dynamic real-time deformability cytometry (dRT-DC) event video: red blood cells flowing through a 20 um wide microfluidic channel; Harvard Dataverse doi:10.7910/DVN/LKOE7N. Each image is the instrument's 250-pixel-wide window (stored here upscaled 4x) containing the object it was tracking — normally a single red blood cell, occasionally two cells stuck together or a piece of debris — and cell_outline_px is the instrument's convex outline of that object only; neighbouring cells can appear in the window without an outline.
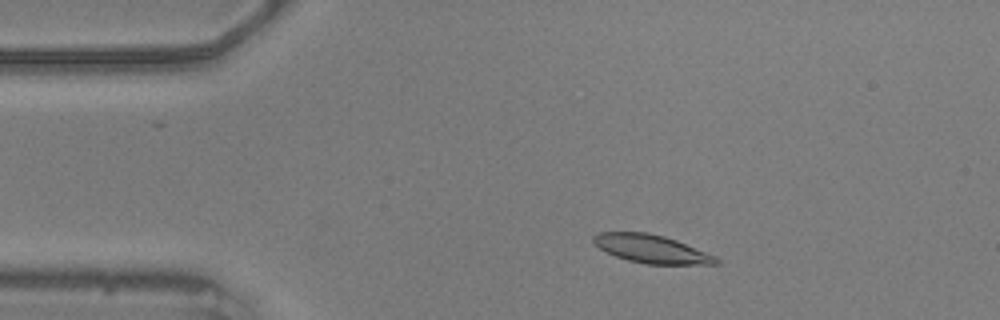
{"species": "common noctule bat (a hibernating species)", "species_latin": "Nyctalus noctula", "temperature_condition": "warm", "stored_images_in_passage": 53, "camera_frame_rate_fps": 3000, "um_per_image_px": 0.085, "animal": {"sex": "male", "body_mass_g": 20.5, "forearm_length_mm": 52.5}, "frame": {"image": 1, "passage_image": 7, "time_ms": 2.0, "image_size_px": [1000, 320], "cell_outline_px": [[720, 264], [648, 264], [628, 260], [616, 256], [600, 248], [592, 240], [592, 236], [600, 232], [648, 232], [664, 236], [676, 240], [716, 256], [720, 260]], "centroid_in_image_um": [55.39, 21.15], "position_along_channel_um": 29.6, "area_um2": 20.0}}
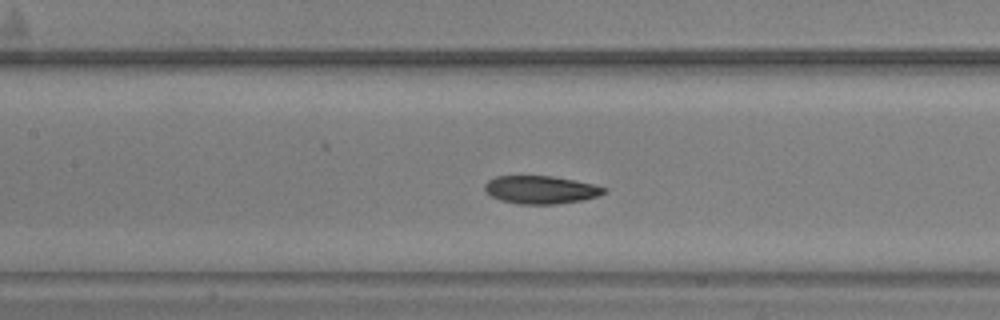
{"frame": {"image": 2, "passage_image": 22, "time_ms": 7.0, "image_size_px": [1000, 320], "cell_outline_px": [[608, 188], [604, 192], [596, 196], [584, 200], [556, 204], [520, 204], [500, 200], [492, 196], [484, 188], [484, 184], [488, 180], [496, 176], [552, 176], [576, 180]], "centroid_in_image_um": [45.96, 16.12], "position_along_channel_um": 161.4, "area_um2": 19.36}}
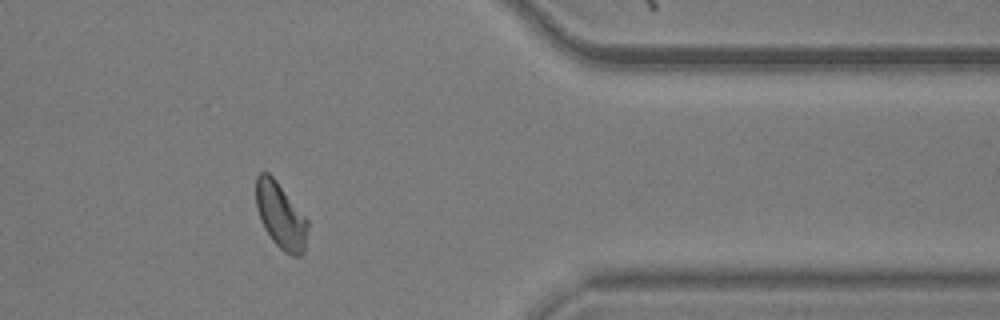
{"frame": {"image": 3, "passage_image": 43, "time_ms": 14.0, "image_size_px": [1000, 320], "cell_outline_px": [[308, 228], [304, 252], [300, 256], [292, 256], [284, 252], [272, 240], [264, 228], [260, 220], [256, 208], [256, 176], [260, 172], [268, 172], [276, 180], [308, 220]], "centroid_in_image_um": [23.85, 18.34], "position_along_channel_um": 387.6, "area_um2": 19.88}, "authors_computed_cell_mechanics": {"area_um2": 19.9988, "velocity_mm_per_s": 3.5402, "shape_relaxation_time_tau1_ms": 3.9051, "shape_relaxation_time_tau2_ms": 3.1046, "deformation_change_tau1": 0.1197, "deformation_change_tau2": 0.0772}}